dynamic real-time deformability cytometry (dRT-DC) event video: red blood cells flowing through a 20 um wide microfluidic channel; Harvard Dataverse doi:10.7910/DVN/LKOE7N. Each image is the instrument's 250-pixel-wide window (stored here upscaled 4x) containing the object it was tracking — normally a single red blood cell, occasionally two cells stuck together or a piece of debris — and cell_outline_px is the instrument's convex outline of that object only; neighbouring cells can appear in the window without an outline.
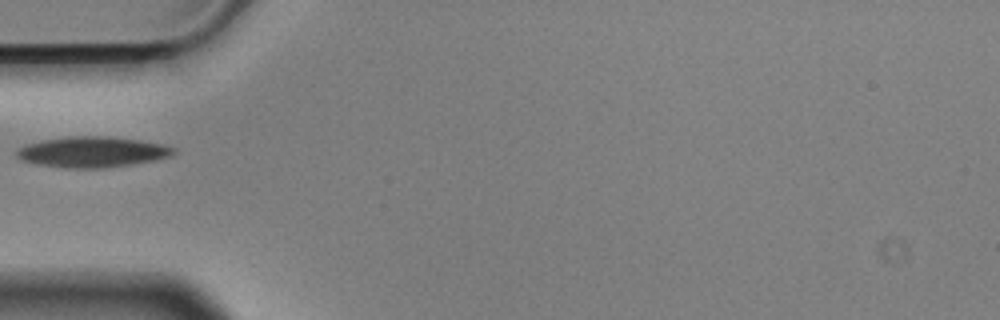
{"species": "Egyptian fruit bat (a non-hibernating species)", "species_latin": "Rousettus aegyptiacus", "temperature_condition": "cold", "stored_images_in_passage": 39, "camera_frame_rate_fps": 3000, "um_per_image_px": 0.085, "animal": {"sex": "male"}, "frame": {"image": 1, "passage_image": 1, "time_ms": 0.0, "image_size_px": [1000, 320], "cell_outline_px": [[176, 152], [172, 156], [156, 160], [132, 164], [104, 168], [64, 168], [36, 164], [24, 160], [16, 156], [16, 152], [20, 148], [28, 144], [44, 140], [72, 136], [108, 136], [140, 140], [160, 144], [176, 148]], "centroid_in_image_um": [7.89, 12.92], "position_along_channel_um": 77.1, "area_um2": 27.92}}
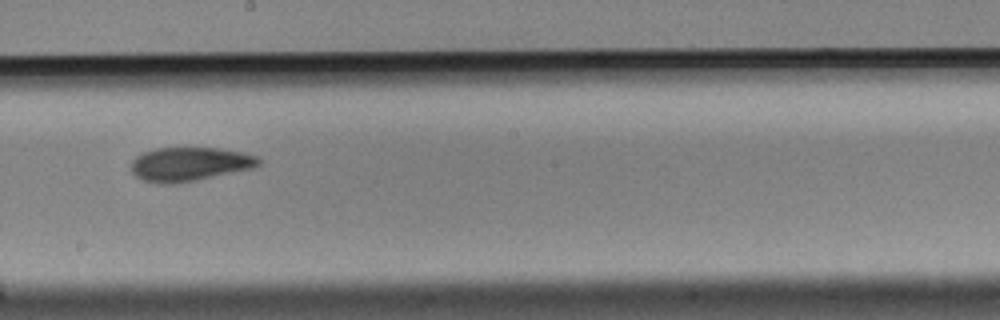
{"frame": {"image": 2, "passage_image": 14, "time_ms": 4.333, "image_size_px": [1000, 320], "cell_outline_px": [[260, 164], [252, 168], [196, 180], [172, 184], [160, 184], [144, 180], [136, 176], [132, 172], [132, 160], [136, 156], [144, 152], [156, 148], [220, 148], [244, 152], [256, 156], [260, 160]], "centroid_in_image_um": [16.11, 13.94], "position_along_channel_um": 232.1, "area_um2": 25.03}}
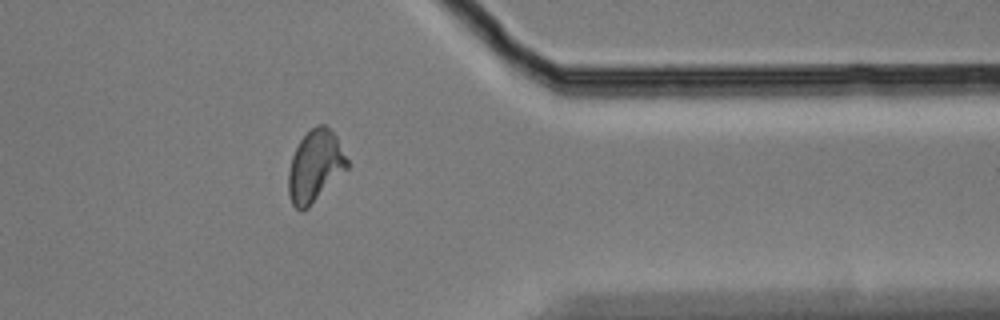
{"frame": {"image": 3, "passage_image": 28, "time_ms": 9.0, "image_size_px": [1000, 320], "cell_outline_px": [[348, 168], [308, 208], [300, 212], [292, 204], [288, 196], [288, 172], [292, 156], [300, 140], [316, 124], [324, 124], [336, 136], [348, 160]], "centroid_in_image_um": [26.77, 14.15], "position_along_channel_um": 384.6, "area_um2": 24.45}}